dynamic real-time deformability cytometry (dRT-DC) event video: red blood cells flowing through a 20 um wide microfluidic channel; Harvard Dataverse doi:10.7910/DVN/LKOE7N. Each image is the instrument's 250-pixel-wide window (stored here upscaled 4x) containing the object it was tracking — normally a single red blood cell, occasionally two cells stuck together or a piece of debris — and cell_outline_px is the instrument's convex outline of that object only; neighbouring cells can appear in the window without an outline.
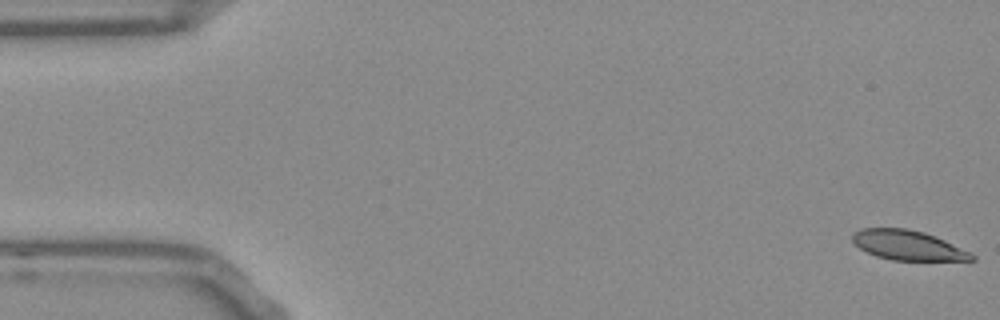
{"species": "Egyptian fruit bat (a non-hibernating species)", "species_latin": "Rousettus aegyptiacus", "temperature_condition": "room temperature", "stored_images_in_passage": 9, "camera_frame_rate_fps": 3000, "um_per_image_px": 0.085, "frame": {"image": 1, "passage_image": 1, "time_ms": 0.0, "image_size_px": [1000, 320], "cell_outline_px": [[976, 260], [892, 260], [876, 256], [860, 248], [852, 240], [852, 232], [860, 228], [908, 228], [924, 232], [944, 240], [972, 252], [976, 256]], "centroid_in_image_um": [77.18, 20.84], "position_along_channel_um": 7.8, "area_um2": 20.69}}